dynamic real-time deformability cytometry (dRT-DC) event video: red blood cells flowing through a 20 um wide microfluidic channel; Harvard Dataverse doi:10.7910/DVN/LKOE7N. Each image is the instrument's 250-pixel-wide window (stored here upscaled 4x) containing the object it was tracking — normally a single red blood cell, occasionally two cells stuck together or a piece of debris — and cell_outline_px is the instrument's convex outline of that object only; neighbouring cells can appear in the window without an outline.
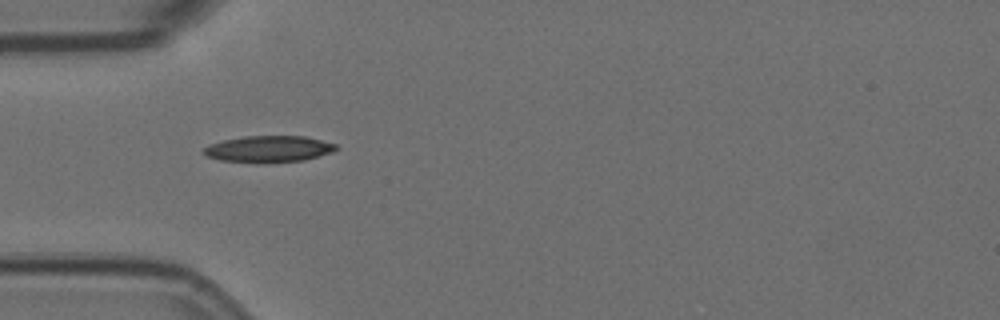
{"species": "Egyptian fruit bat (a non-hibernating species)", "species_latin": "Rousettus aegyptiacus", "temperature_condition": "room temperature", "stored_images_in_passage": 5, "camera_frame_rate_fps": 3000, "um_per_image_px": 0.085, "animal": {"sex": "female"}, "frame": {"image": 1, "passage_image": 1, "time_ms": 0.0, "image_size_px": [1000, 320], "cell_outline_px": [[336, 148], [332, 152], [304, 160], [220, 160], [208, 156], [204, 152], [204, 148], [208, 144], [224, 140], [244, 136], [304, 136], [336, 144]], "centroid_in_image_um": [22.85, 12.61], "position_along_channel_um": 62.2, "area_um2": 19.25}}
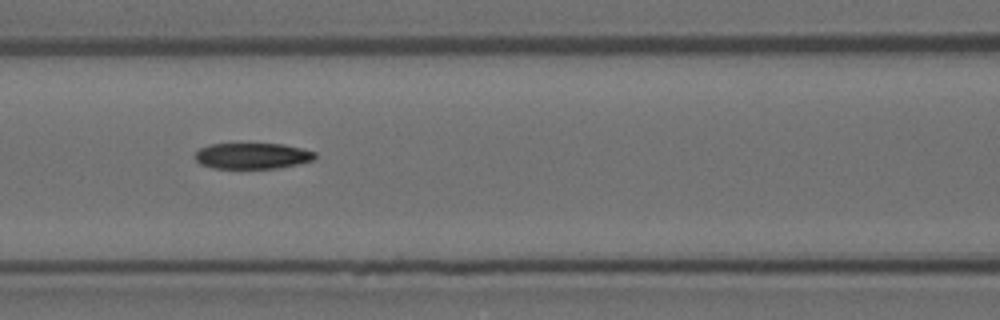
{"frame": {"image": 2, "passage_image": 3, "time_ms": 0.667, "image_size_px": [1000, 320], "cell_outline_px": [[316, 160], [300, 164], [276, 168], [212, 168], [200, 164], [192, 156], [200, 148], [208, 144], [284, 144], [316, 152]], "centroid_in_image_um": [21.45, 13.25], "position_along_channel_um": 145.1, "area_um2": 18.32}}
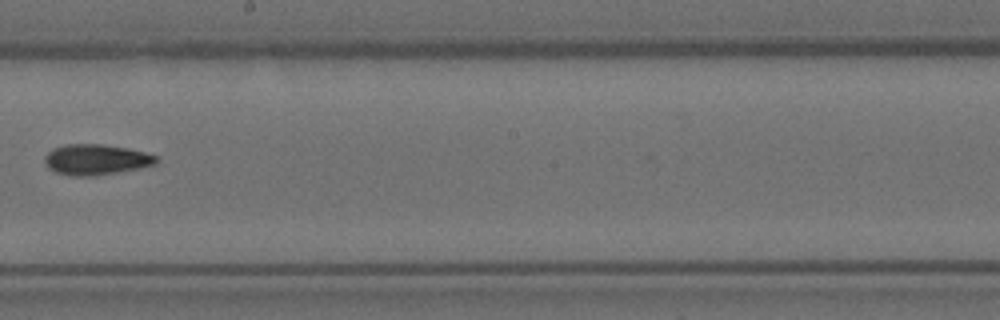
{"frame": {"image": 3, "passage_image": 5, "time_ms": 1.333, "image_size_px": [1000, 320], "cell_outline_px": [[160, 160], [156, 164], [140, 168], [92, 176], [72, 176], [56, 172], [48, 168], [44, 160], [44, 156], [52, 148], [64, 144], [100, 144], [128, 148], [144, 152], [156, 156]], "centroid_in_image_um": [8.15, 13.56], "position_along_channel_um": 240.1, "area_um2": 19.94}}